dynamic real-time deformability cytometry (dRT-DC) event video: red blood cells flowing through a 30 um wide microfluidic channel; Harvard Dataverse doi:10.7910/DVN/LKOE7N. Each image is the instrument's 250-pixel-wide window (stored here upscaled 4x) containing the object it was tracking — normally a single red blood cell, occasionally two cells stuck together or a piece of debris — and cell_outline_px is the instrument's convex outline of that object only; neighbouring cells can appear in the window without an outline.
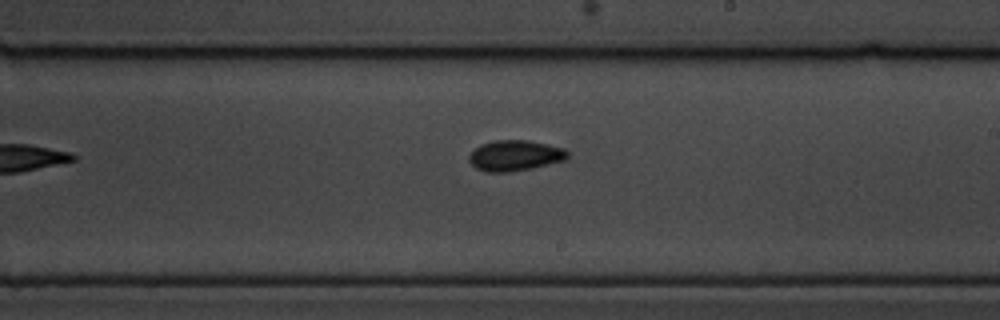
{"species": "common noctule bat (a hibernating species)", "species_latin": "Nyctalus noctula", "temperature_condition": "cold", "stored_images_in_passage": 10, "camera_frame_rate_fps": 3000, "um_per_image_px": 0.085, "animal": {"sex": "male", "body_mass_g": 19.5, "forearm_length_mm": 54.6}, "frame": {"image": 1, "passage_image": 9, "time_ms": 9.333, "image_size_px": [1000, 320], "cell_outline_px": [[568, 156], [564, 160], [532, 168], [508, 172], [484, 172], [476, 168], [468, 160], [468, 156], [480, 144], [496, 140], [528, 140], [548, 144], [564, 148], [568, 152]], "centroid_in_image_um": [43.76, 13.22], "position_along_channel_um": 245.2, "area_um2": 17.57}}
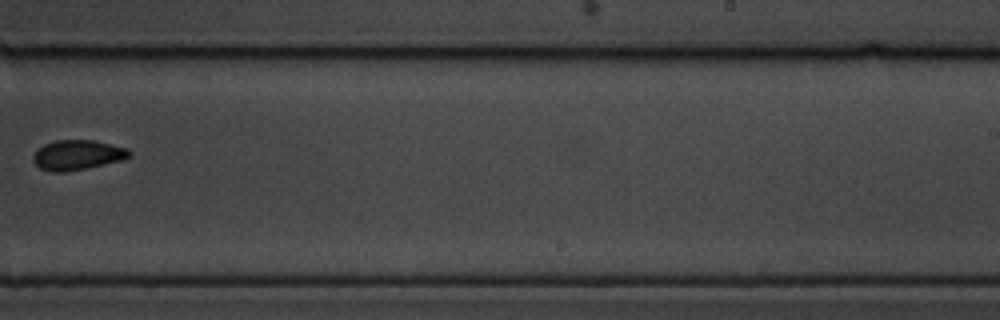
{"frame": {"image": 2, "passage_image": 10, "time_ms": 10.333, "image_size_px": [1000, 320], "cell_outline_px": [[132, 152], [128, 156], [120, 160], [84, 168], [64, 172], [52, 172], [40, 168], [32, 160], [32, 156], [44, 144], [56, 140], [92, 140], [128, 148]], "centroid_in_image_um": [6.55, 13.16], "position_along_channel_um": 282.5, "area_um2": 16.42}}